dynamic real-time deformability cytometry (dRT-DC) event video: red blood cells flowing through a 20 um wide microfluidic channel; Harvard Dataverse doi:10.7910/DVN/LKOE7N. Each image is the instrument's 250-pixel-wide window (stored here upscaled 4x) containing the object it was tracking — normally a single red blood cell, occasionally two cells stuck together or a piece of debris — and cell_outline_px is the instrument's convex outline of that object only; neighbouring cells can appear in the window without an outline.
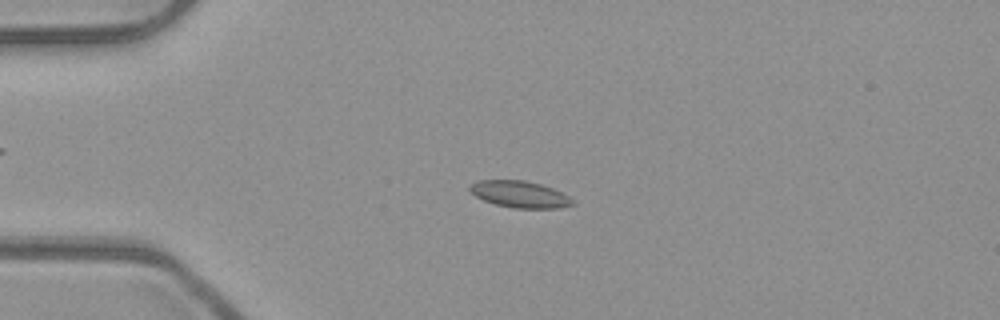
{"species": "common noctule bat (a hibernating species)", "species_latin": "Nyctalus noctula", "temperature_condition": "room temperature", "stored_images_in_passage": 53, "camera_frame_rate_fps": 3000, "um_per_image_px": 0.085, "animal": {"sex": "male", "body_mass_g": 23.1, "forearm_length_mm": 52.7}, "frame": {"image": 1, "passage_image": 13, "time_ms": 4.0, "image_size_px": [1000, 320], "cell_outline_px": [[576, 204], [560, 208], [512, 208], [496, 204], [484, 200], [468, 192], [468, 188], [476, 180], [524, 180], [540, 184], [552, 188], [576, 200]], "centroid_in_image_um": [44.19, 16.52], "position_along_channel_um": 40.8, "area_um2": 16.07}}
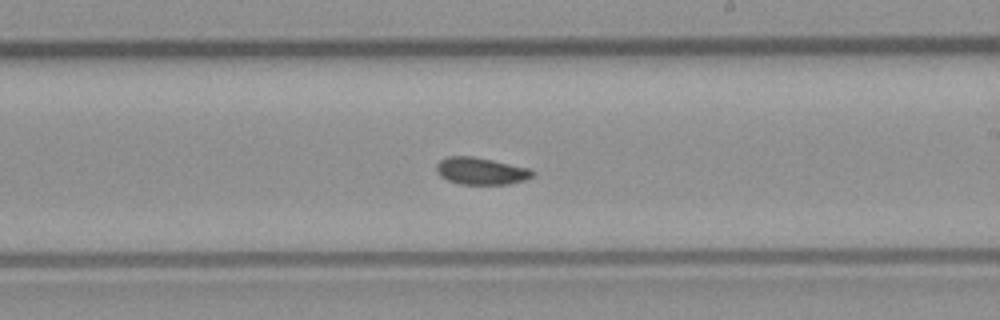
{"frame": {"image": 2, "passage_image": 31, "time_ms": 10.0, "image_size_px": [1000, 320], "cell_outline_px": [[532, 176], [524, 180], [508, 184], [460, 184], [448, 180], [440, 176], [436, 172], [436, 164], [440, 160], [448, 156], [472, 156], [492, 160], [528, 168], [532, 172]], "centroid_in_image_um": [40.82, 14.53], "position_along_channel_um": 248.2, "area_um2": 14.97}}
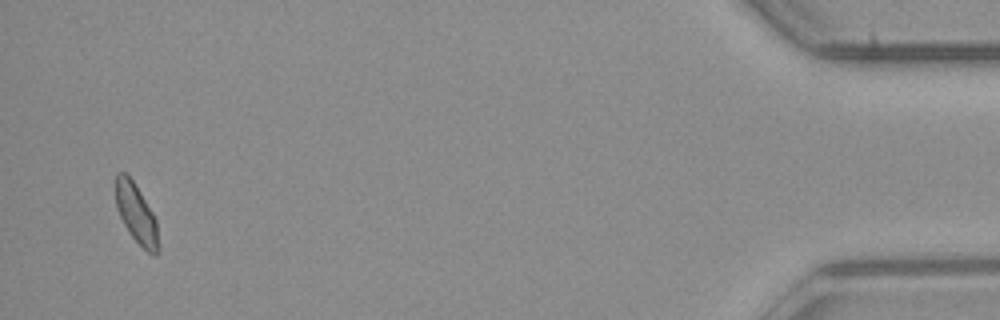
{"frame": {"image": 3, "passage_image": 51, "time_ms": 16.667, "image_size_px": [1000, 320], "cell_outline_px": [[160, 252], [156, 256], [148, 252], [132, 236], [124, 224], [116, 208], [116, 172], [124, 172], [132, 180], [140, 192], [152, 212], [156, 220], [160, 248]], "centroid_in_image_um": [11.61, 18.19], "position_along_channel_um": 423.6, "area_um2": 14.62}, "authors_computed_cell_mechanics": {"area_um2": 15.317, "velocity_mm_per_s": 3.9372, "shape_relaxation_time_tau1_ms": null, "shape_relaxation_time_tau2_ms": 4.4543, "deformation_change_tau1": null, "deformation_change_tau2": 0.0786}}